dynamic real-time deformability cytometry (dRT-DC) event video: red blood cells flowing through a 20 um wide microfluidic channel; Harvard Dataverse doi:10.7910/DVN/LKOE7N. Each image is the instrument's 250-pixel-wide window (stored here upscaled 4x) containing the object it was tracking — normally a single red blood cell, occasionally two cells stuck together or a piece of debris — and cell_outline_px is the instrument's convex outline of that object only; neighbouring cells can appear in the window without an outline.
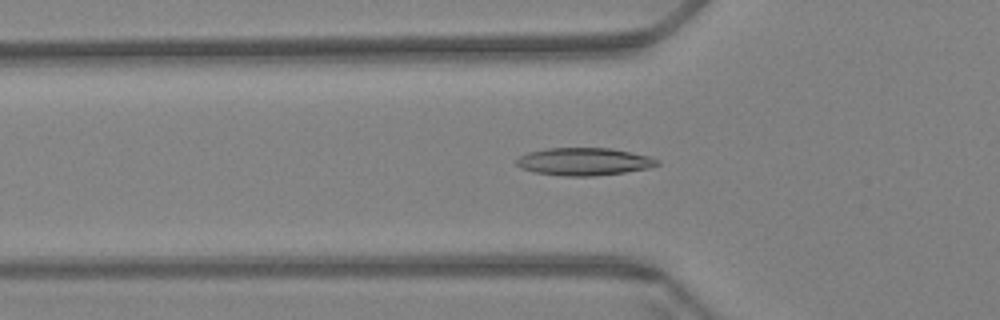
{"species": "Egyptian fruit bat (a non-hibernating species)", "species_latin": "Rousettus aegyptiacus", "temperature_condition": "warm", "stored_images_in_passage": 61, "camera_frame_rate_fps": 3000, "um_per_image_px": 0.085, "animal": {"sex": "female"}, "frame": {"image": 1, "passage_image": 21, "time_ms": 6.667, "image_size_px": [1000, 320], "cell_outline_px": [[660, 164], [648, 168], [624, 172], [592, 176], [564, 176], [536, 172], [520, 168], [516, 164], [516, 160], [520, 156], [528, 152], [548, 148], [612, 148], [648, 156], [660, 160]], "centroid_in_image_um": [49.64, 13.73], "position_along_channel_um": 76.2, "area_um2": 22.54}}
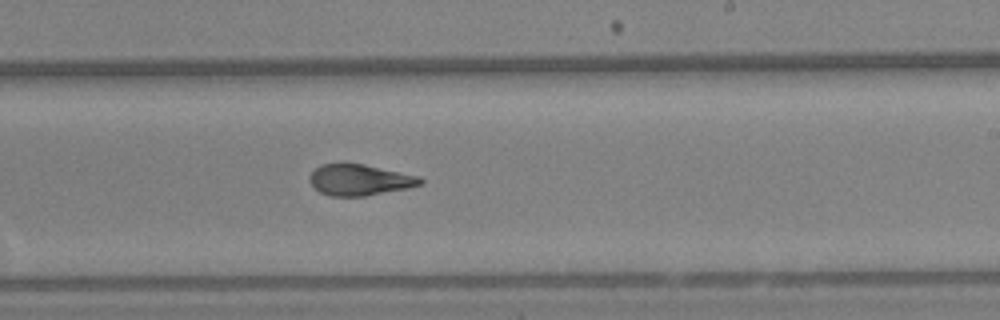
{"frame": {"image": 2, "passage_image": 37, "time_ms": 12.0, "image_size_px": [1000, 320], "cell_outline_px": [[424, 184], [408, 188], [364, 196], [332, 196], [320, 192], [308, 180], [308, 176], [320, 164], [364, 164], [420, 176], [424, 180]], "centroid_in_image_um": [30.6, 15.29], "position_along_channel_um": 258.4, "area_um2": 20.0}}
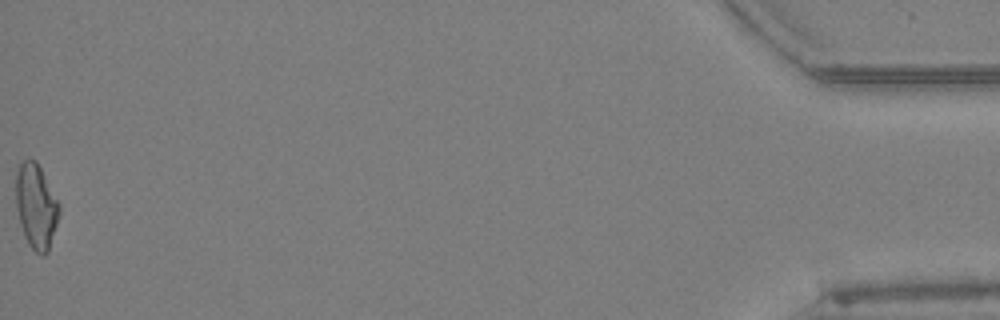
{"frame": {"image": 3, "passage_image": 61, "time_ms": 20.0, "image_size_px": [1000, 320], "cell_outline_px": [[60, 212], [48, 252], [44, 256], [40, 256], [28, 244], [24, 236], [20, 224], [16, 208], [16, 172], [20, 164], [24, 160], [36, 160], [60, 204]], "centroid_in_image_um": [3.07, 17.56], "position_along_channel_um": 432.1, "area_um2": 21.39}, "authors_computed_cell_mechanics": {"area_um2": 20.9236, "velocity_mm_per_s": 3.4241, "shape_relaxation_time_tau1_ms": 10.3063, "shape_relaxation_time_tau2_ms": 1.9148, "deformation_change_tau1": 0.2454, "deformation_change_tau2": 0.092}}